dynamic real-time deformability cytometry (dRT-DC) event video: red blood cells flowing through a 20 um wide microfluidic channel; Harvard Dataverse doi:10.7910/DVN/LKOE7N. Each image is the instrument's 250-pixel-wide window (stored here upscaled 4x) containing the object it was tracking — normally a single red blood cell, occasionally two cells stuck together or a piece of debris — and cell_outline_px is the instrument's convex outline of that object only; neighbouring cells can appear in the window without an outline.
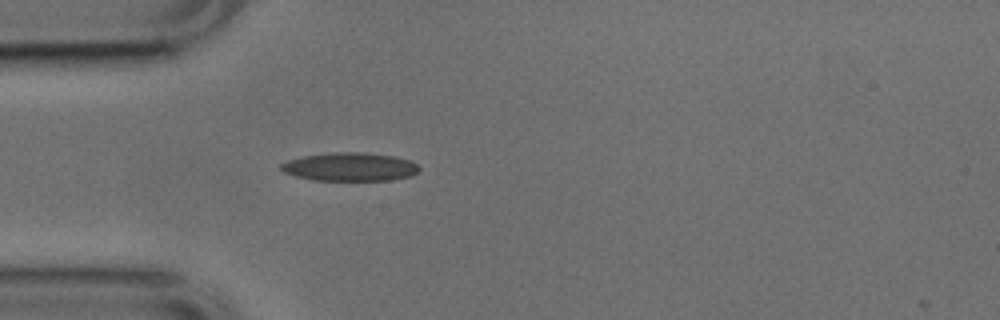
{"species": "common noctule bat (a hibernating species)", "species_latin": "Nyctalus noctula", "temperature_condition": "cold", "stored_images_in_passage": 43, "camera_frame_rate_fps": 3000, "um_per_image_px": 0.085, "animal": {"sex": "male", "body_mass_g": 17.9, "forearm_length_mm": 54.2}, "frame": {"image": 1, "passage_image": 6, "time_ms": 1.667, "image_size_px": [1000, 320], "cell_outline_px": [[420, 168], [412, 176], [388, 180], [312, 180], [296, 176], [284, 172], [280, 168], [280, 164], [288, 160], [300, 156], [332, 152], [364, 152], [396, 156], [408, 160], [416, 164]], "centroid_in_image_um": [29.72, 14.17], "position_along_channel_um": 55.3, "area_um2": 22.95}}
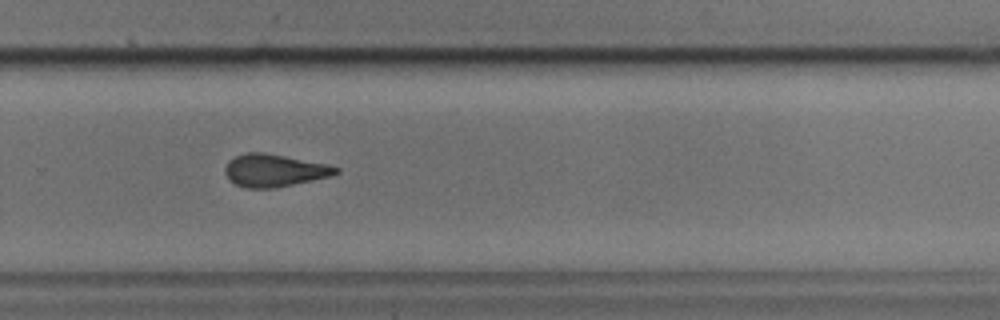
{"frame": {"image": 2, "passage_image": 26, "time_ms": 8.333, "image_size_px": [1000, 320], "cell_outline_px": [[340, 172], [332, 176], [276, 188], [248, 188], [236, 184], [224, 172], [224, 168], [228, 160], [244, 152], [264, 152], [328, 164], [340, 168]], "centroid_in_image_um": [23.34, 14.48], "position_along_channel_um": 306.5, "area_um2": 21.1}}
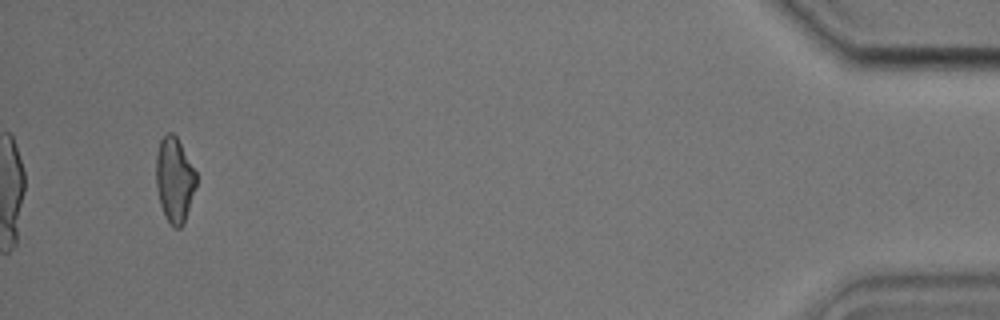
{"frame": {"image": 3, "passage_image": 41, "time_ms": 13.333, "image_size_px": [1000, 320], "cell_outline_px": [[196, 188], [184, 224], [180, 228], [176, 228], [168, 220], [160, 204], [156, 188], [156, 152], [160, 140], [168, 132], [172, 132], [176, 136], [196, 172]], "centroid_in_image_um": [14.83, 15.28], "position_along_channel_um": 420.4, "area_um2": 19.83}, "authors_computed_cell_mechanics": {"area_um2": 21.2704, "velocity_mm_per_s": 3.8393, "shape_relaxation_time_tau1_ms": 6.5619, "shape_relaxation_time_tau2_ms": 2.8358, "deformation_change_tau1": 0.1545, "deformation_change_tau2": 0.1093}}